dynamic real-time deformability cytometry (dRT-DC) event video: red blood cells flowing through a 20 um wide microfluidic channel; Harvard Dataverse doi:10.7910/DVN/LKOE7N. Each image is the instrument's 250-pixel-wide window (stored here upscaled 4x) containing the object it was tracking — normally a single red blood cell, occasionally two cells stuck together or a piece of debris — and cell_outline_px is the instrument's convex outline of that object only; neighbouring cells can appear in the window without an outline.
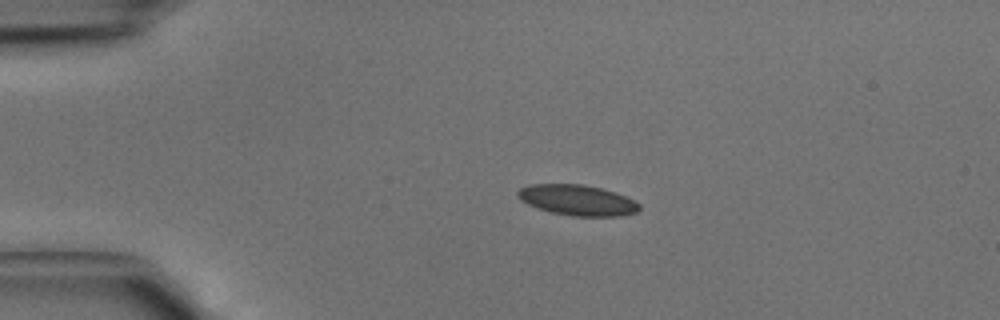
{"species": "common noctule bat (a hibernating species)", "species_latin": "Nyctalus noctula", "temperature_condition": "cold", "stored_images_in_passage": 2, "camera_frame_rate_fps": 3000, "um_per_image_px": 0.085, "animal": {"sex": "male", "body_mass_g": 15.6}, "frame": {"image": 1, "passage_image": 2, "time_ms": 0.333, "image_size_px": [1000, 320], "cell_outline_px": [[640, 208], [636, 212], [620, 216], [572, 216], [552, 212], [536, 208], [520, 200], [516, 196], [516, 192], [520, 188], [532, 184], [580, 184], [600, 188], [624, 196], [640, 204]], "centroid_in_image_um": [49.02, 17.01], "position_along_channel_um": 36.0, "area_um2": 21.5}}